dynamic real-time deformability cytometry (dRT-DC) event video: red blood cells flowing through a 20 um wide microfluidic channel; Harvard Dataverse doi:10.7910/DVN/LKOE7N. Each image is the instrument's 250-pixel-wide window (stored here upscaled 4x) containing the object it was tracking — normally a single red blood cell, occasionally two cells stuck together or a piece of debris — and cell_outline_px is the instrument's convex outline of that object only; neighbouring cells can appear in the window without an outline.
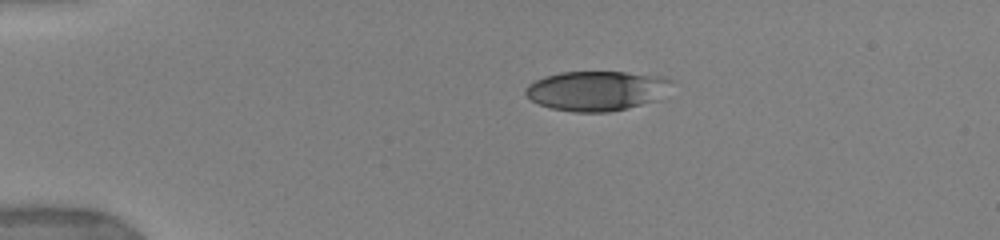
{"species": "human", "species_latin": "Homo sapiens", "temperature_condition": "warm", "stored_images_in_passage": 7, "camera_frame_rate_fps": 3000, "um_per_image_px": 0.085, "donor": {"sex": "female"}, "frame": {"image": 1, "passage_image": 1, "time_ms": 0.0, "image_size_px": [1000, 240], "cell_outline_px": [[672, 80], [652, 100], [628, 108], [608, 112], [572, 112], [552, 108], [540, 104], [532, 100], [524, 92], [524, 88], [528, 84], [544, 76], [560, 72], [624, 72], [664, 76]], "centroid_in_image_um": [50.59, 7.7], "position_along_channel_um": 34.4, "area_um2": 33.12}}